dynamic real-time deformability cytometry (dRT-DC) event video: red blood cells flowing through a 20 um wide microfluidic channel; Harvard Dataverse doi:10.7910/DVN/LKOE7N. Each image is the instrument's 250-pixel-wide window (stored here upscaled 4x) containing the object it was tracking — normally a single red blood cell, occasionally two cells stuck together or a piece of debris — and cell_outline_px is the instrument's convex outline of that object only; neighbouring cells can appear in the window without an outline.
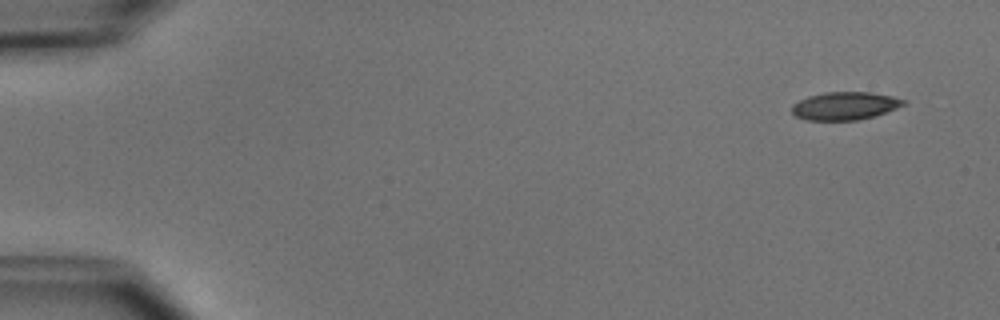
{"species": "common noctule bat (a hibernating species)", "species_latin": "Nyctalus noctula", "temperature_condition": "cold", "stored_images_in_passage": 6, "camera_frame_rate_fps": 3000, "um_per_image_px": 0.085, "animal": {"sex": "male", "body_mass_g": 15.6}, "frame": {"image": 1, "passage_image": 1, "time_ms": 0.0, "image_size_px": [1000, 320], "cell_outline_px": [[908, 104], [876, 116], [856, 120], [804, 120], [796, 116], [792, 112], [792, 104], [808, 96], [824, 92], [872, 92], [892, 96], [908, 100]], "centroid_in_image_um": [71.86, 8.99], "position_along_channel_um": 13.1, "area_um2": 18.44}}
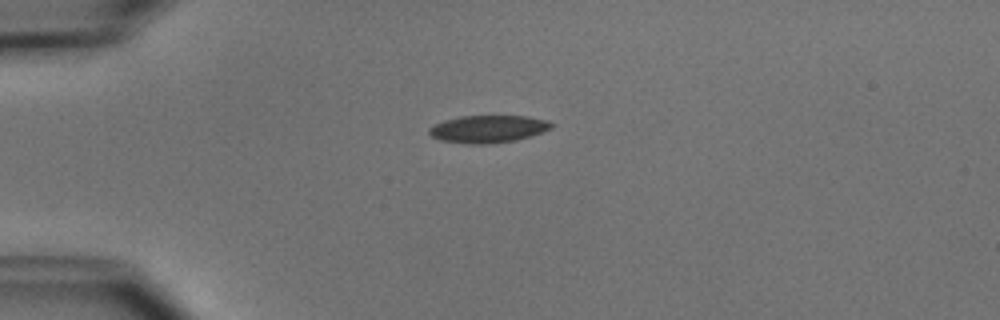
{"frame": {"image": 2, "passage_image": 4, "time_ms": 3.333, "image_size_px": [1000, 320], "cell_outline_px": [[556, 124], [552, 128], [516, 140], [488, 144], [468, 144], [440, 140], [432, 136], [428, 132], [428, 128], [444, 120], [460, 116], [528, 116], [548, 120]], "centroid_in_image_um": [41.5, 10.96], "position_along_channel_um": 43.5, "area_um2": 19.54}}